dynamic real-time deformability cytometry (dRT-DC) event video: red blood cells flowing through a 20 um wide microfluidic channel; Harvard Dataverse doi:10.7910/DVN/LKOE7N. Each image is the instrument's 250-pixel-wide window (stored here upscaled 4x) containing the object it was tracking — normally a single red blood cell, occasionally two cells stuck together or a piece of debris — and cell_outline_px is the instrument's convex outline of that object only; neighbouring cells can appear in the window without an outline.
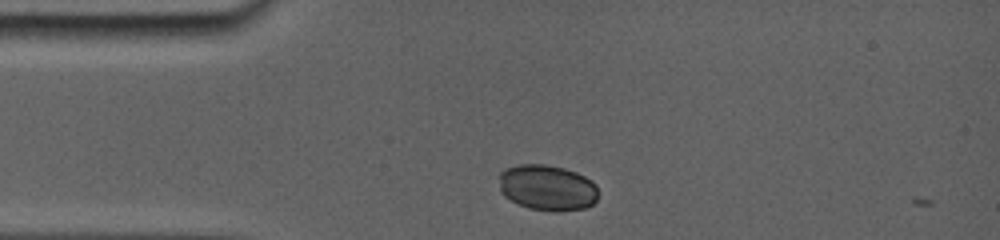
{"species": "common noctule bat (a hibernating species)", "species_latin": "Nyctalus noctula", "temperature_condition": "room temperature", "stored_images_in_passage": 4, "camera_frame_rate_fps": 5000, "um_per_image_px": 0.085, "animal": {"sex": "female", "body_mass_g": 19.0, "forearm_length_mm": 56.7}, "frame": {"image": 1, "passage_image": 2, "time_ms": 0.6, "image_size_px": [1000, 240], "cell_outline_px": [[596, 200], [592, 204], [584, 208], [556, 212], [528, 208], [504, 196], [500, 192], [500, 172], [504, 168], [520, 164], [544, 164], [564, 168], [576, 172], [592, 180], [596, 184]], "centroid_in_image_um": [46.51, 15.94], "position_along_channel_um": 38.5, "area_um2": 26.47}}